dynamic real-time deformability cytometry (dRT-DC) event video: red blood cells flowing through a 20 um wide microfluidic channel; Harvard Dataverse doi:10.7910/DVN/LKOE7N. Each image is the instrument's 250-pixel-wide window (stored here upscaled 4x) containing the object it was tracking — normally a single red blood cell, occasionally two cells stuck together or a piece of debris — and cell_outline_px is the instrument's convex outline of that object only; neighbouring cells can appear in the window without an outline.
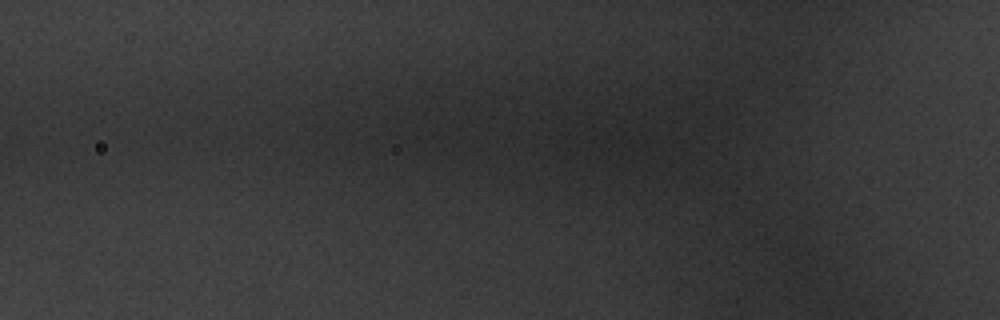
{"species": "common noctule bat (a hibernating species)", "species_latin": "Nyctalus noctula", "temperature_condition": "warm", "stored_images_in_passage": 4, "camera_frame_rate_fps": 3000, "um_per_image_px": 0.085, "animal": {"sex": "male", "body_mass_g": 20.1, "forearm_length_mm": 53.5}, "frame": {"image": 1, "passage_image": 4, "time_ms": 1.0, "image_size_px": [1000, 320], "cell_outline_px": [[856, 268], [840, 280], [804, 264], [788, 248], [804, 224], [856, 252]], "centroid_in_image_um": [69.98, 21.53], "position_along_channel_um": 55.8, "area_um2": 15.32}}